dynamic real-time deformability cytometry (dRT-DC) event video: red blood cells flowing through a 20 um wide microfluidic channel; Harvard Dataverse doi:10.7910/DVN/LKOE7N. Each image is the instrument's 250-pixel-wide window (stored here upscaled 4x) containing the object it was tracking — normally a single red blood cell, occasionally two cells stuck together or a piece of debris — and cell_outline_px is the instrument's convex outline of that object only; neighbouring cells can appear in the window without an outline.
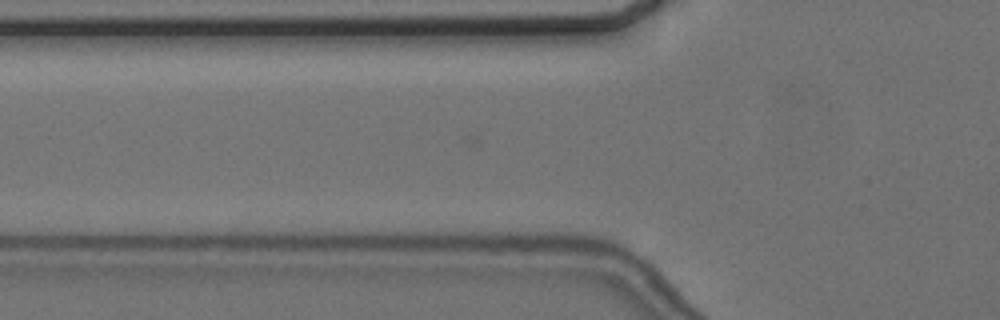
{"species": "common noctule bat (a hibernating species)", "species_latin": "Nyctalus noctula", "temperature_condition": "cold", "stored_images_in_passage": 4, "camera_frame_rate_fps": 3000, "um_per_image_px": 0.085, "animal": {"sex": "female", "body_mass_g": 24.6, "forearm_length_mm": 56.2}, "frame": {"image": 1, "passage_image": 2, "time_ms": 0.333, "image_size_px": [1000, 320], "cell_outline_px": [[640, 268], [488, 248], [496, 244], [508, 240], [552, 240], [612, 248], [628, 256]], "centroid_in_image_um": [48.25, 21.36], "position_along_channel_um": 77.5, "area_um2": 14.22}}